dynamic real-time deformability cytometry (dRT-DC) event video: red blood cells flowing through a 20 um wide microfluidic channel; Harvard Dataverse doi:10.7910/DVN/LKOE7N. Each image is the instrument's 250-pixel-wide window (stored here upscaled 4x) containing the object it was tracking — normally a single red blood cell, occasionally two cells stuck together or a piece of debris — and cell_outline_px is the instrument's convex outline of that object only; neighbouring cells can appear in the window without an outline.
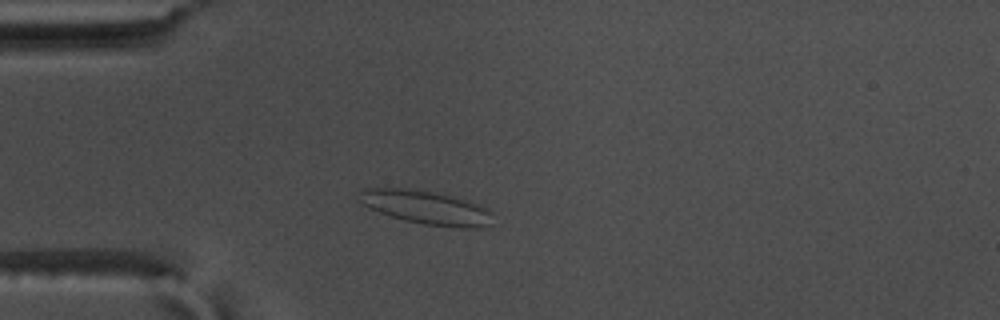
{"species": "common noctule bat (a hibernating species)", "species_latin": "Nyctalus noctula", "temperature_condition": "warm", "stored_images_in_passage": 51, "camera_frame_rate_fps": 3000, "um_per_image_px": 0.085, "animal": {"sex": "male", "body_mass_g": 17.5, "forearm_length_mm": 52.3}, "frame": {"image": 1, "passage_image": 10, "time_ms": 3.0, "image_size_px": [1000, 320], "cell_outline_px": [[492, 212], [488, 228], [460, 228], [424, 224], [404, 220], [368, 208], [356, 200], [360, 192], [364, 188], [400, 188], [428, 192], [452, 196], [488, 208]], "centroid_in_image_um": [36.2, 17.65], "position_along_channel_um": 48.8, "area_um2": 25.95}}
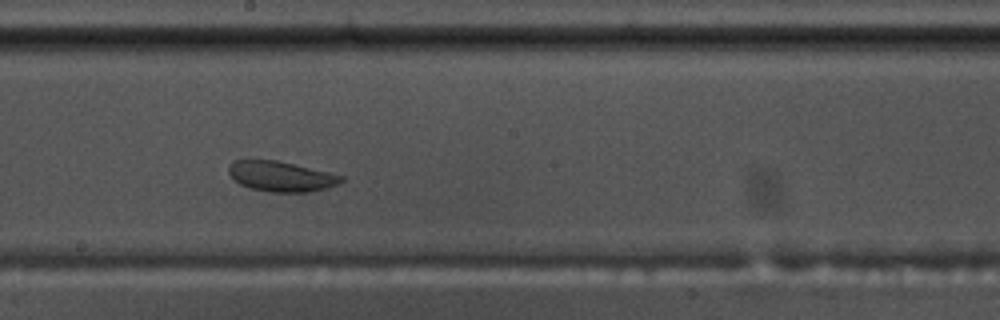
{"frame": {"image": 2, "passage_image": 26, "time_ms": 8.333, "image_size_px": [1000, 320], "cell_outline_px": [[344, 180], [328, 188], [308, 192], [268, 192], [248, 188], [240, 184], [228, 172], [228, 164], [232, 160], [276, 160], [328, 172], [344, 176]], "centroid_in_image_um": [23.87, 15.0], "position_along_channel_um": 224.3, "area_um2": 19.83}}
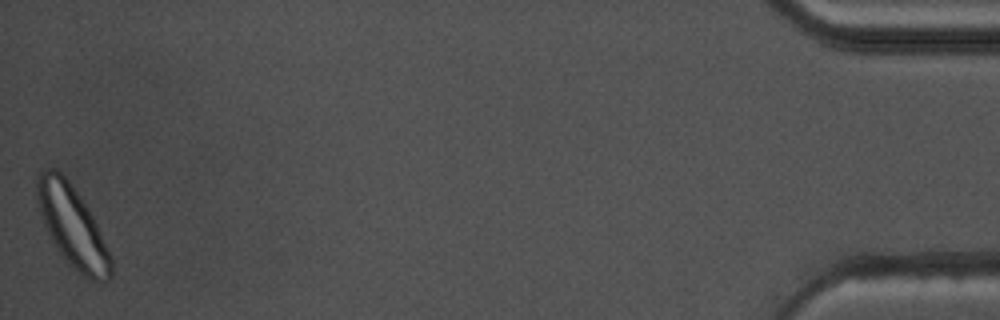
{"frame": {"image": 3, "passage_image": 51, "time_ms": 16.667, "image_size_px": [1000, 320], "cell_outline_px": [[112, 276], [108, 280], [92, 280], [84, 276], [68, 264], [56, 248], [36, 208], [36, 172], [44, 168], [56, 168], [68, 180], [92, 216], [112, 256]], "centroid_in_image_um": [6.1, 19.21], "position_along_channel_um": 429.1, "area_um2": 34.91}, "authors_computed_cell_mechanics": {"area_um2": 24.9696, "velocity_mm_per_s": 3.5837, "shape_relaxation_time_tau1_ms": 6.5276, "shape_relaxation_time_tau2_ms": 0.8301, "deformation_change_tau1": 0.124, "deformation_change_tau2": 0.0497}}